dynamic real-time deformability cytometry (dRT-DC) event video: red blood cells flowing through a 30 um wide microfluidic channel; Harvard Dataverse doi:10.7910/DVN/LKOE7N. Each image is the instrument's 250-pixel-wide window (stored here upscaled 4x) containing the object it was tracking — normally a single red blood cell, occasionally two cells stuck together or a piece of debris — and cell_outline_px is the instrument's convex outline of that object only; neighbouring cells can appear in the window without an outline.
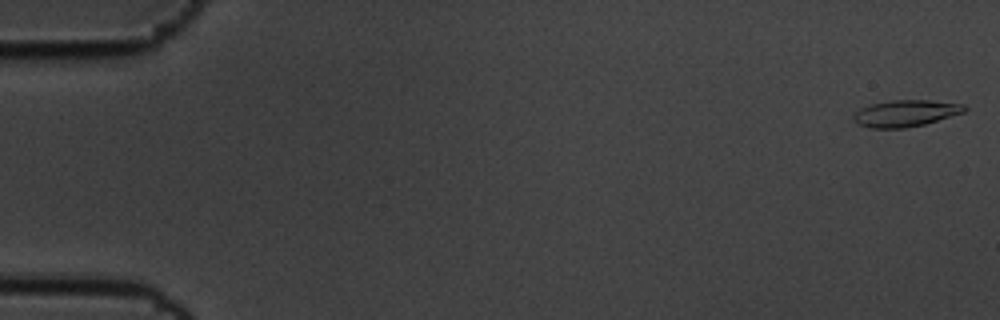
{"species": "common noctule bat (a hibernating species)", "species_latin": "Nyctalus noctula", "temperature_condition": "cold", "stored_images_in_passage": 8, "segment_of_instrument_passage": [1, 2], "camera_frame_rate_fps": 3000, "um_per_image_px": 0.085, "animal": {"sex": "male", "body_mass_g": 19.5, "forearm_length_mm": 54.6}, "frame": {"image": 1, "passage_image": 1, "time_ms": 0.0, "image_size_px": [1000, 320], "cell_outline_px": [[968, 108], [964, 112], [924, 124], [904, 128], [872, 128], [860, 124], [852, 116], [860, 108], [872, 104], [892, 100], [928, 100], [964, 104]], "centroid_in_image_um": [77.0, 9.62], "position_along_channel_um": 8.0, "area_um2": 16.94}}
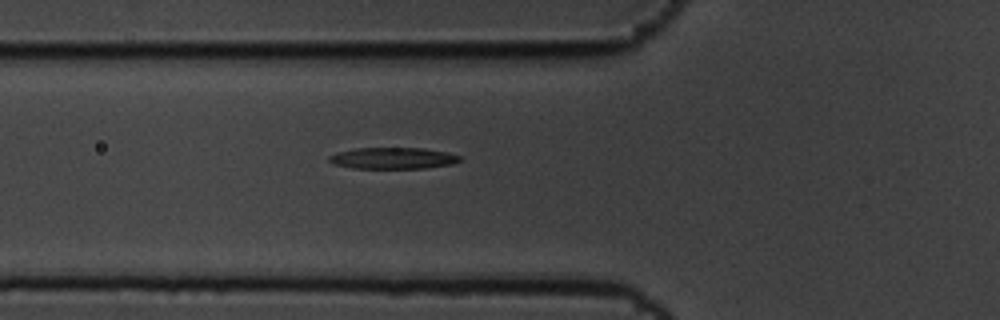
{"frame": {"image": 2, "passage_image": 7, "time_ms": 2.0, "image_size_px": [1000, 320], "cell_outline_px": [[460, 160], [452, 164], [428, 168], [352, 168], [332, 164], [328, 160], [328, 156], [336, 152], [356, 148], [424, 148], [444, 152], [460, 156]], "centroid_in_image_um": [33.34, 13.45], "position_along_channel_um": 92.5, "area_um2": 16.3}}